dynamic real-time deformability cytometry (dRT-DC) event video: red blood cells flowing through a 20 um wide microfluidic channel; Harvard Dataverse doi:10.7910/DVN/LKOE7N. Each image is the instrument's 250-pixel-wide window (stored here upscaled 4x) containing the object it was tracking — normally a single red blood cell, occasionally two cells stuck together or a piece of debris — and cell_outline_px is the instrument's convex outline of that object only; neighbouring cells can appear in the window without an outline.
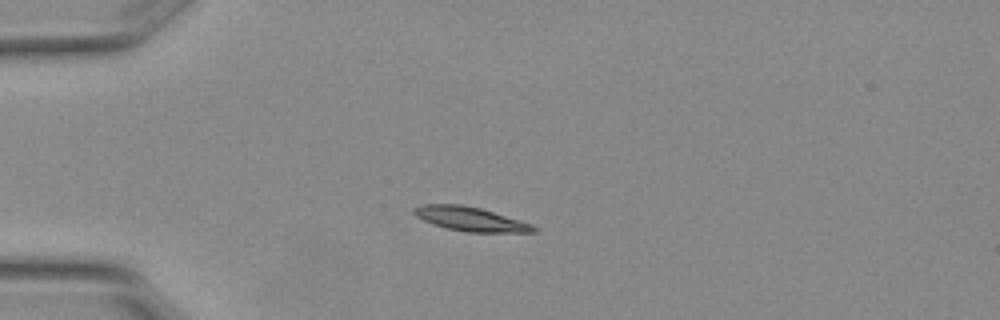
{"species": "Egyptian fruit bat (a non-hibernating species)", "species_latin": "Rousettus aegyptiacus", "temperature_condition": "warm", "stored_images_in_passage": 6, "camera_frame_rate_fps": 3000, "um_per_image_px": 0.085, "animal": {"sex": "female"}, "frame": {"image": 1, "passage_image": 3, "time_ms": 0.667, "image_size_px": [1000, 320], "cell_outline_px": [[536, 232], [468, 232], [444, 228], [432, 224], [416, 216], [412, 212], [412, 208], [420, 204], [460, 204], [480, 208], [532, 224], [536, 228]], "centroid_in_image_um": [39.92, 18.61], "position_along_channel_um": 45.1, "area_um2": 16.76}}
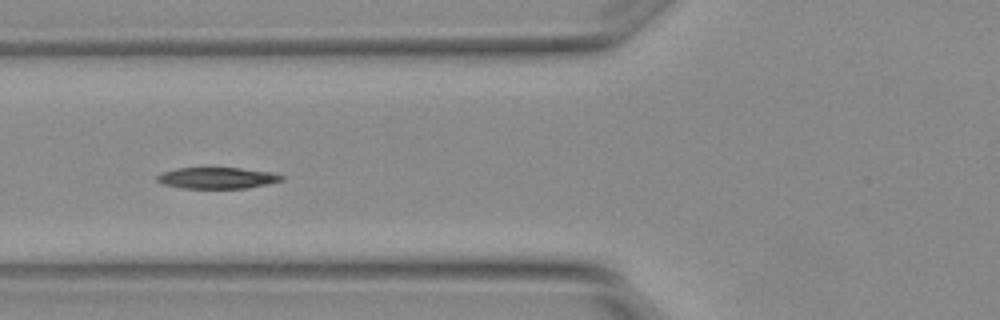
{"frame": {"image": 2, "passage_image": 5, "time_ms": 1.333, "image_size_px": [1000, 320], "cell_outline_px": [[284, 180], [268, 184], [248, 188], [184, 188], [164, 184], [156, 180], [156, 176], [164, 172], [176, 168], [240, 168], [272, 172], [284, 176]], "centroid_in_image_um": [18.5, 15.13], "position_along_channel_um": 107.3, "area_um2": 15.37}}
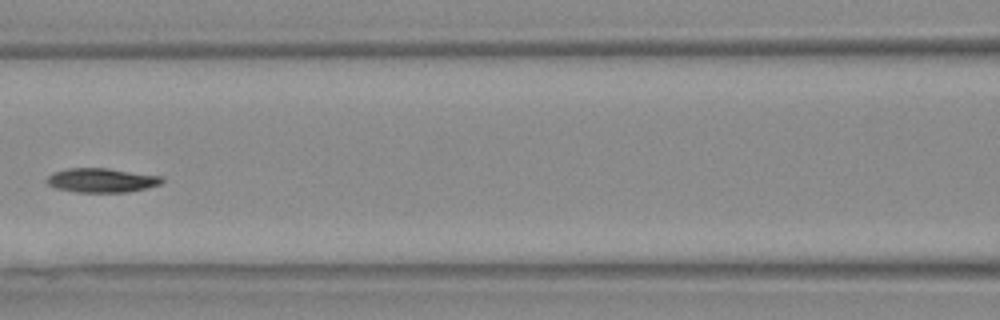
{"frame": {"image": 3, "passage_image": 6, "time_ms": 1.667, "image_size_px": [1000, 320], "cell_outline_px": [[164, 180], [160, 184], [148, 188], [128, 192], [76, 192], [56, 188], [48, 184], [44, 180], [52, 172], [68, 168], [108, 168], [164, 176]], "centroid_in_image_um": [8.65, 15.32], "position_along_channel_um": 158.0, "area_um2": 16.47}}